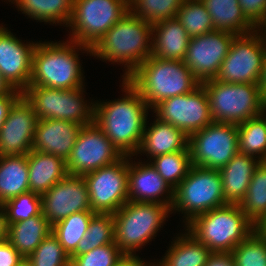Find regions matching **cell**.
<instances>
[{
    "mask_svg": "<svg viewBox=\"0 0 266 266\" xmlns=\"http://www.w3.org/2000/svg\"><path fill=\"white\" fill-rule=\"evenodd\" d=\"M122 80L124 97L95 102L94 122L123 156H135L150 108L138 90L127 79Z\"/></svg>",
    "mask_w": 266,
    "mask_h": 266,
    "instance_id": "6da1fadb",
    "label": "cell"
},
{
    "mask_svg": "<svg viewBox=\"0 0 266 266\" xmlns=\"http://www.w3.org/2000/svg\"><path fill=\"white\" fill-rule=\"evenodd\" d=\"M152 36V25L129 11L96 42L91 56L124 65L126 79L151 56Z\"/></svg>",
    "mask_w": 266,
    "mask_h": 266,
    "instance_id": "7a4b0ae2",
    "label": "cell"
},
{
    "mask_svg": "<svg viewBox=\"0 0 266 266\" xmlns=\"http://www.w3.org/2000/svg\"><path fill=\"white\" fill-rule=\"evenodd\" d=\"M79 50L91 55L90 47L73 40L63 43L61 41L37 42L33 52L32 77L29 86L55 89H76L85 86L82 64L77 54Z\"/></svg>",
    "mask_w": 266,
    "mask_h": 266,
    "instance_id": "3957f363",
    "label": "cell"
},
{
    "mask_svg": "<svg viewBox=\"0 0 266 266\" xmlns=\"http://www.w3.org/2000/svg\"><path fill=\"white\" fill-rule=\"evenodd\" d=\"M152 110L161 101L191 93L201 85L183 61L149 56L128 78Z\"/></svg>",
    "mask_w": 266,
    "mask_h": 266,
    "instance_id": "277c9868",
    "label": "cell"
},
{
    "mask_svg": "<svg viewBox=\"0 0 266 266\" xmlns=\"http://www.w3.org/2000/svg\"><path fill=\"white\" fill-rule=\"evenodd\" d=\"M254 223L238 204H226L195 216L185 226L212 252H231L252 232Z\"/></svg>",
    "mask_w": 266,
    "mask_h": 266,
    "instance_id": "5b68a950",
    "label": "cell"
},
{
    "mask_svg": "<svg viewBox=\"0 0 266 266\" xmlns=\"http://www.w3.org/2000/svg\"><path fill=\"white\" fill-rule=\"evenodd\" d=\"M168 213L171 209L160 203L127 201L113 213L115 243L120 251L136 256V251L157 236Z\"/></svg>",
    "mask_w": 266,
    "mask_h": 266,
    "instance_id": "8992f818",
    "label": "cell"
},
{
    "mask_svg": "<svg viewBox=\"0 0 266 266\" xmlns=\"http://www.w3.org/2000/svg\"><path fill=\"white\" fill-rule=\"evenodd\" d=\"M201 85L207 93L214 122L238 125L261 115L266 108L259 84L225 83L210 79Z\"/></svg>",
    "mask_w": 266,
    "mask_h": 266,
    "instance_id": "52a82bcc",
    "label": "cell"
},
{
    "mask_svg": "<svg viewBox=\"0 0 266 266\" xmlns=\"http://www.w3.org/2000/svg\"><path fill=\"white\" fill-rule=\"evenodd\" d=\"M224 205L220 171L192 165L188 175L174 189L171 213H184L186 225L195 216Z\"/></svg>",
    "mask_w": 266,
    "mask_h": 266,
    "instance_id": "ba28073f",
    "label": "cell"
},
{
    "mask_svg": "<svg viewBox=\"0 0 266 266\" xmlns=\"http://www.w3.org/2000/svg\"><path fill=\"white\" fill-rule=\"evenodd\" d=\"M83 92L84 86L76 89L28 86L22 95L37 119H59L85 126L94 122L95 102L87 103Z\"/></svg>",
    "mask_w": 266,
    "mask_h": 266,
    "instance_id": "9c48e42d",
    "label": "cell"
},
{
    "mask_svg": "<svg viewBox=\"0 0 266 266\" xmlns=\"http://www.w3.org/2000/svg\"><path fill=\"white\" fill-rule=\"evenodd\" d=\"M129 11L126 0H73L69 40L92 48Z\"/></svg>",
    "mask_w": 266,
    "mask_h": 266,
    "instance_id": "30bf717a",
    "label": "cell"
},
{
    "mask_svg": "<svg viewBox=\"0 0 266 266\" xmlns=\"http://www.w3.org/2000/svg\"><path fill=\"white\" fill-rule=\"evenodd\" d=\"M265 55L266 41L258 29L235 36L215 80L259 84Z\"/></svg>",
    "mask_w": 266,
    "mask_h": 266,
    "instance_id": "8fae6325",
    "label": "cell"
},
{
    "mask_svg": "<svg viewBox=\"0 0 266 266\" xmlns=\"http://www.w3.org/2000/svg\"><path fill=\"white\" fill-rule=\"evenodd\" d=\"M192 165L220 170L238 152L236 124L212 122L189 136Z\"/></svg>",
    "mask_w": 266,
    "mask_h": 266,
    "instance_id": "7c38bea8",
    "label": "cell"
},
{
    "mask_svg": "<svg viewBox=\"0 0 266 266\" xmlns=\"http://www.w3.org/2000/svg\"><path fill=\"white\" fill-rule=\"evenodd\" d=\"M128 167L129 156H123L116 163L83 176L92 211L113 214L128 201Z\"/></svg>",
    "mask_w": 266,
    "mask_h": 266,
    "instance_id": "4fadbf2b",
    "label": "cell"
},
{
    "mask_svg": "<svg viewBox=\"0 0 266 266\" xmlns=\"http://www.w3.org/2000/svg\"><path fill=\"white\" fill-rule=\"evenodd\" d=\"M123 155L95 122L82 126L71 155L66 161L68 174L84 176L116 163Z\"/></svg>",
    "mask_w": 266,
    "mask_h": 266,
    "instance_id": "5bb4252c",
    "label": "cell"
},
{
    "mask_svg": "<svg viewBox=\"0 0 266 266\" xmlns=\"http://www.w3.org/2000/svg\"><path fill=\"white\" fill-rule=\"evenodd\" d=\"M153 111L160 121L175 126L188 137L213 122L209 99L202 85L191 93L161 101Z\"/></svg>",
    "mask_w": 266,
    "mask_h": 266,
    "instance_id": "9a60e30c",
    "label": "cell"
},
{
    "mask_svg": "<svg viewBox=\"0 0 266 266\" xmlns=\"http://www.w3.org/2000/svg\"><path fill=\"white\" fill-rule=\"evenodd\" d=\"M236 35L219 30L190 38L183 62L202 83L215 79Z\"/></svg>",
    "mask_w": 266,
    "mask_h": 266,
    "instance_id": "2e32d148",
    "label": "cell"
},
{
    "mask_svg": "<svg viewBox=\"0 0 266 266\" xmlns=\"http://www.w3.org/2000/svg\"><path fill=\"white\" fill-rule=\"evenodd\" d=\"M42 215L53 226L81 211H92L88 186L83 176L67 174L41 195Z\"/></svg>",
    "mask_w": 266,
    "mask_h": 266,
    "instance_id": "e0dca14e",
    "label": "cell"
},
{
    "mask_svg": "<svg viewBox=\"0 0 266 266\" xmlns=\"http://www.w3.org/2000/svg\"><path fill=\"white\" fill-rule=\"evenodd\" d=\"M36 42H22L0 25V73L8 84L21 93L32 77L33 52Z\"/></svg>",
    "mask_w": 266,
    "mask_h": 266,
    "instance_id": "ac0fdd59",
    "label": "cell"
},
{
    "mask_svg": "<svg viewBox=\"0 0 266 266\" xmlns=\"http://www.w3.org/2000/svg\"><path fill=\"white\" fill-rule=\"evenodd\" d=\"M37 120L33 107L21 95L10 107L0 129V156L28 154Z\"/></svg>",
    "mask_w": 266,
    "mask_h": 266,
    "instance_id": "d6986e66",
    "label": "cell"
},
{
    "mask_svg": "<svg viewBox=\"0 0 266 266\" xmlns=\"http://www.w3.org/2000/svg\"><path fill=\"white\" fill-rule=\"evenodd\" d=\"M131 157L129 156L128 167V201L160 203L171 209L174 190L159 175L150 162L133 163Z\"/></svg>",
    "mask_w": 266,
    "mask_h": 266,
    "instance_id": "ffe728a7",
    "label": "cell"
},
{
    "mask_svg": "<svg viewBox=\"0 0 266 266\" xmlns=\"http://www.w3.org/2000/svg\"><path fill=\"white\" fill-rule=\"evenodd\" d=\"M82 126L59 119H38L32 149L63 158L70 157Z\"/></svg>",
    "mask_w": 266,
    "mask_h": 266,
    "instance_id": "44dd1931",
    "label": "cell"
},
{
    "mask_svg": "<svg viewBox=\"0 0 266 266\" xmlns=\"http://www.w3.org/2000/svg\"><path fill=\"white\" fill-rule=\"evenodd\" d=\"M155 118L150 126H147L148 121H146L137 155L145 153L148 154L147 158L149 156L153 159L159 155L185 150L188 147L189 137L182 130Z\"/></svg>",
    "mask_w": 266,
    "mask_h": 266,
    "instance_id": "7402d4cb",
    "label": "cell"
},
{
    "mask_svg": "<svg viewBox=\"0 0 266 266\" xmlns=\"http://www.w3.org/2000/svg\"><path fill=\"white\" fill-rule=\"evenodd\" d=\"M152 35V56L183 61L191 37L176 18L153 24Z\"/></svg>",
    "mask_w": 266,
    "mask_h": 266,
    "instance_id": "603a6c76",
    "label": "cell"
},
{
    "mask_svg": "<svg viewBox=\"0 0 266 266\" xmlns=\"http://www.w3.org/2000/svg\"><path fill=\"white\" fill-rule=\"evenodd\" d=\"M259 163L257 158L238 152L219 170L226 204H240Z\"/></svg>",
    "mask_w": 266,
    "mask_h": 266,
    "instance_id": "cb8c5ba5",
    "label": "cell"
},
{
    "mask_svg": "<svg viewBox=\"0 0 266 266\" xmlns=\"http://www.w3.org/2000/svg\"><path fill=\"white\" fill-rule=\"evenodd\" d=\"M27 164L29 191L39 195L50 190L68 174L63 158L33 149L27 154Z\"/></svg>",
    "mask_w": 266,
    "mask_h": 266,
    "instance_id": "d4e9b609",
    "label": "cell"
},
{
    "mask_svg": "<svg viewBox=\"0 0 266 266\" xmlns=\"http://www.w3.org/2000/svg\"><path fill=\"white\" fill-rule=\"evenodd\" d=\"M206 6L215 30L236 36L251 33L257 28L245 17L238 0H200Z\"/></svg>",
    "mask_w": 266,
    "mask_h": 266,
    "instance_id": "484cf974",
    "label": "cell"
},
{
    "mask_svg": "<svg viewBox=\"0 0 266 266\" xmlns=\"http://www.w3.org/2000/svg\"><path fill=\"white\" fill-rule=\"evenodd\" d=\"M166 255L154 266H204L212 251L188 231L175 237Z\"/></svg>",
    "mask_w": 266,
    "mask_h": 266,
    "instance_id": "4316f807",
    "label": "cell"
},
{
    "mask_svg": "<svg viewBox=\"0 0 266 266\" xmlns=\"http://www.w3.org/2000/svg\"><path fill=\"white\" fill-rule=\"evenodd\" d=\"M29 191L27 154L0 156V201Z\"/></svg>",
    "mask_w": 266,
    "mask_h": 266,
    "instance_id": "83f0119b",
    "label": "cell"
},
{
    "mask_svg": "<svg viewBox=\"0 0 266 266\" xmlns=\"http://www.w3.org/2000/svg\"><path fill=\"white\" fill-rule=\"evenodd\" d=\"M51 232L52 225L41 213L28 220L11 223L8 241L23 257H28Z\"/></svg>",
    "mask_w": 266,
    "mask_h": 266,
    "instance_id": "f1b7e54d",
    "label": "cell"
},
{
    "mask_svg": "<svg viewBox=\"0 0 266 266\" xmlns=\"http://www.w3.org/2000/svg\"><path fill=\"white\" fill-rule=\"evenodd\" d=\"M31 19L50 24H65L72 16L73 0H8ZM52 22V23H51Z\"/></svg>",
    "mask_w": 266,
    "mask_h": 266,
    "instance_id": "f546056e",
    "label": "cell"
},
{
    "mask_svg": "<svg viewBox=\"0 0 266 266\" xmlns=\"http://www.w3.org/2000/svg\"><path fill=\"white\" fill-rule=\"evenodd\" d=\"M266 108L264 112L250 118L238 128V150L245 155L266 161Z\"/></svg>",
    "mask_w": 266,
    "mask_h": 266,
    "instance_id": "4dcf8cb0",
    "label": "cell"
},
{
    "mask_svg": "<svg viewBox=\"0 0 266 266\" xmlns=\"http://www.w3.org/2000/svg\"><path fill=\"white\" fill-rule=\"evenodd\" d=\"M95 214L94 211L73 213L52 226V233L69 256L76 250L78 242L88 231V225Z\"/></svg>",
    "mask_w": 266,
    "mask_h": 266,
    "instance_id": "1f68e13d",
    "label": "cell"
},
{
    "mask_svg": "<svg viewBox=\"0 0 266 266\" xmlns=\"http://www.w3.org/2000/svg\"><path fill=\"white\" fill-rule=\"evenodd\" d=\"M115 243L114 218L112 213H96L88 225V231L78 242L70 256H77L100 246Z\"/></svg>",
    "mask_w": 266,
    "mask_h": 266,
    "instance_id": "d6a6232c",
    "label": "cell"
},
{
    "mask_svg": "<svg viewBox=\"0 0 266 266\" xmlns=\"http://www.w3.org/2000/svg\"><path fill=\"white\" fill-rule=\"evenodd\" d=\"M239 206L253 223L266 216V161H260L256 166Z\"/></svg>",
    "mask_w": 266,
    "mask_h": 266,
    "instance_id": "836d02e7",
    "label": "cell"
},
{
    "mask_svg": "<svg viewBox=\"0 0 266 266\" xmlns=\"http://www.w3.org/2000/svg\"><path fill=\"white\" fill-rule=\"evenodd\" d=\"M149 162L173 190L188 175L192 167L189 146L182 151L159 155Z\"/></svg>",
    "mask_w": 266,
    "mask_h": 266,
    "instance_id": "e575fe53",
    "label": "cell"
},
{
    "mask_svg": "<svg viewBox=\"0 0 266 266\" xmlns=\"http://www.w3.org/2000/svg\"><path fill=\"white\" fill-rule=\"evenodd\" d=\"M176 19L191 38L215 30L210 14L200 0H185L177 11Z\"/></svg>",
    "mask_w": 266,
    "mask_h": 266,
    "instance_id": "d590c367",
    "label": "cell"
},
{
    "mask_svg": "<svg viewBox=\"0 0 266 266\" xmlns=\"http://www.w3.org/2000/svg\"><path fill=\"white\" fill-rule=\"evenodd\" d=\"M185 0H133L130 11L151 25L176 18L177 11Z\"/></svg>",
    "mask_w": 266,
    "mask_h": 266,
    "instance_id": "8d00e7d4",
    "label": "cell"
},
{
    "mask_svg": "<svg viewBox=\"0 0 266 266\" xmlns=\"http://www.w3.org/2000/svg\"><path fill=\"white\" fill-rule=\"evenodd\" d=\"M33 266H71V258L51 232L27 257Z\"/></svg>",
    "mask_w": 266,
    "mask_h": 266,
    "instance_id": "74e56055",
    "label": "cell"
},
{
    "mask_svg": "<svg viewBox=\"0 0 266 266\" xmlns=\"http://www.w3.org/2000/svg\"><path fill=\"white\" fill-rule=\"evenodd\" d=\"M8 225L25 221L42 213L41 195L35 192H25L11 198L4 204Z\"/></svg>",
    "mask_w": 266,
    "mask_h": 266,
    "instance_id": "f35d334b",
    "label": "cell"
},
{
    "mask_svg": "<svg viewBox=\"0 0 266 266\" xmlns=\"http://www.w3.org/2000/svg\"><path fill=\"white\" fill-rule=\"evenodd\" d=\"M235 266H266V242L252 232L232 251Z\"/></svg>",
    "mask_w": 266,
    "mask_h": 266,
    "instance_id": "ab89813d",
    "label": "cell"
},
{
    "mask_svg": "<svg viewBox=\"0 0 266 266\" xmlns=\"http://www.w3.org/2000/svg\"><path fill=\"white\" fill-rule=\"evenodd\" d=\"M123 256L116 243H111L70 258L71 266H116Z\"/></svg>",
    "mask_w": 266,
    "mask_h": 266,
    "instance_id": "60d3db41",
    "label": "cell"
},
{
    "mask_svg": "<svg viewBox=\"0 0 266 266\" xmlns=\"http://www.w3.org/2000/svg\"><path fill=\"white\" fill-rule=\"evenodd\" d=\"M245 17L258 28L266 19V0H238Z\"/></svg>",
    "mask_w": 266,
    "mask_h": 266,
    "instance_id": "b9f144b4",
    "label": "cell"
},
{
    "mask_svg": "<svg viewBox=\"0 0 266 266\" xmlns=\"http://www.w3.org/2000/svg\"><path fill=\"white\" fill-rule=\"evenodd\" d=\"M23 256L6 240L0 242V266H17Z\"/></svg>",
    "mask_w": 266,
    "mask_h": 266,
    "instance_id": "7bdbcfd3",
    "label": "cell"
},
{
    "mask_svg": "<svg viewBox=\"0 0 266 266\" xmlns=\"http://www.w3.org/2000/svg\"><path fill=\"white\" fill-rule=\"evenodd\" d=\"M204 266H235L231 252H212Z\"/></svg>",
    "mask_w": 266,
    "mask_h": 266,
    "instance_id": "ee69618b",
    "label": "cell"
},
{
    "mask_svg": "<svg viewBox=\"0 0 266 266\" xmlns=\"http://www.w3.org/2000/svg\"><path fill=\"white\" fill-rule=\"evenodd\" d=\"M22 94H7L0 97V129L4 124L10 107Z\"/></svg>",
    "mask_w": 266,
    "mask_h": 266,
    "instance_id": "f6af8a7d",
    "label": "cell"
},
{
    "mask_svg": "<svg viewBox=\"0 0 266 266\" xmlns=\"http://www.w3.org/2000/svg\"><path fill=\"white\" fill-rule=\"evenodd\" d=\"M116 266H154V263L144 262L139 256L124 255Z\"/></svg>",
    "mask_w": 266,
    "mask_h": 266,
    "instance_id": "bcb514c9",
    "label": "cell"
},
{
    "mask_svg": "<svg viewBox=\"0 0 266 266\" xmlns=\"http://www.w3.org/2000/svg\"><path fill=\"white\" fill-rule=\"evenodd\" d=\"M9 225L4 206L0 208V242L8 240Z\"/></svg>",
    "mask_w": 266,
    "mask_h": 266,
    "instance_id": "7dc6e473",
    "label": "cell"
},
{
    "mask_svg": "<svg viewBox=\"0 0 266 266\" xmlns=\"http://www.w3.org/2000/svg\"><path fill=\"white\" fill-rule=\"evenodd\" d=\"M253 232L266 242V216L260 217L254 223Z\"/></svg>",
    "mask_w": 266,
    "mask_h": 266,
    "instance_id": "c3c4849f",
    "label": "cell"
},
{
    "mask_svg": "<svg viewBox=\"0 0 266 266\" xmlns=\"http://www.w3.org/2000/svg\"><path fill=\"white\" fill-rule=\"evenodd\" d=\"M7 94H22L20 91L13 89L0 73V97Z\"/></svg>",
    "mask_w": 266,
    "mask_h": 266,
    "instance_id": "681fc988",
    "label": "cell"
},
{
    "mask_svg": "<svg viewBox=\"0 0 266 266\" xmlns=\"http://www.w3.org/2000/svg\"><path fill=\"white\" fill-rule=\"evenodd\" d=\"M259 86L261 88L263 100L266 104V55L264 58L263 71H262V76H261Z\"/></svg>",
    "mask_w": 266,
    "mask_h": 266,
    "instance_id": "f907efd6",
    "label": "cell"
},
{
    "mask_svg": "<svg viewBox=\"0 0 266 266\" xmlns=\"http://www.w3.org/2000/svg\"><path fill=\"white\" fill-rule=\"evenodd\" d=\"M257 29L261 32L262 36L264 37V40L266 41V19ZM263 30H264V33H263Z\"/></svg>",
    "mask_w": 266,
    "mask_h": 266,
    "instance_id": "816d5d0a",
    "label": "cell"
},
{
    "mask_svg": "<svg viewBox=\"0 0 266 266\" xmlns=\"http://www.w3.org/2000/svg\"><path fill=\"white\" fill-rule=\"evenodd\" d=\"M17 266H33L27 257H23V259L17 264Z\"/></svg>",
    "mask_w": 266,
    "mask_h": 266,
    "instance_id": "f5cc1de1",
    "label": "cell"
},
{
    "mask_svg": "<svg viewBox=\"0 0 266 266\" xmlns=\"http://www.w3.org/2000/svg\"><path fill=\"white\" fill-rule=\"evenodd\" d=\"M129 4L133 1V0H126Z\"/></svg>",
    "mask_w": 266,
    "mask_h": 266,
    "instance_id": "db71d44e",
    "label": "cell"
}]
</instances>
